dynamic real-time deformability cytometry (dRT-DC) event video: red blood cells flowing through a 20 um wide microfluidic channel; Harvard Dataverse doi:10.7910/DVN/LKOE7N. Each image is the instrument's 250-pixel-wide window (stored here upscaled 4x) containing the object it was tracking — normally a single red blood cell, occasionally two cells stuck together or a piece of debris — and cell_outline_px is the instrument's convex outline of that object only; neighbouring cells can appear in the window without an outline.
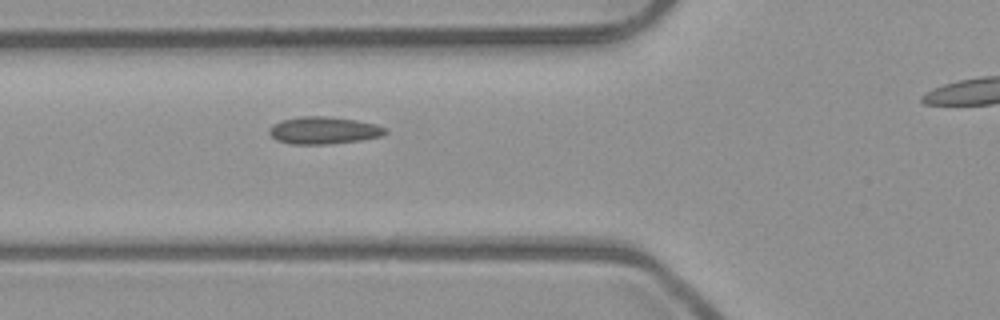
{"species": "common noctule bat (a hibernating species)", "species_latin": "Nyctalus noctula", "temperature_condition": "room temperature", "stored_images_in_passage": 5, "segment_of_instrument_passage": [1, 2], "camera_frame_rate_fps": 3000, "um_per_image_px": 0.085, "animal": {"sex": "male", "body_mass_g": 23.1, "forearm_length_mm": 52.7}, "frame": {"image": 1, "passage_image": 4, "time_ms": 1.0, "image_size_px": [1000, 320], "cell_outline_px": [[388, 132], [380, 136], [360, 140], [328, 144], [292, 144], [276, 140], [268, 132], [272, 124], [284, 120], [300, 116], [328, 116], [356, 120], [376, 124], [388, 128]], "centroid_in_image_um": [27.53, 11.08], "position_along_channel_um": 98.3, "area_um2": 18.44}}